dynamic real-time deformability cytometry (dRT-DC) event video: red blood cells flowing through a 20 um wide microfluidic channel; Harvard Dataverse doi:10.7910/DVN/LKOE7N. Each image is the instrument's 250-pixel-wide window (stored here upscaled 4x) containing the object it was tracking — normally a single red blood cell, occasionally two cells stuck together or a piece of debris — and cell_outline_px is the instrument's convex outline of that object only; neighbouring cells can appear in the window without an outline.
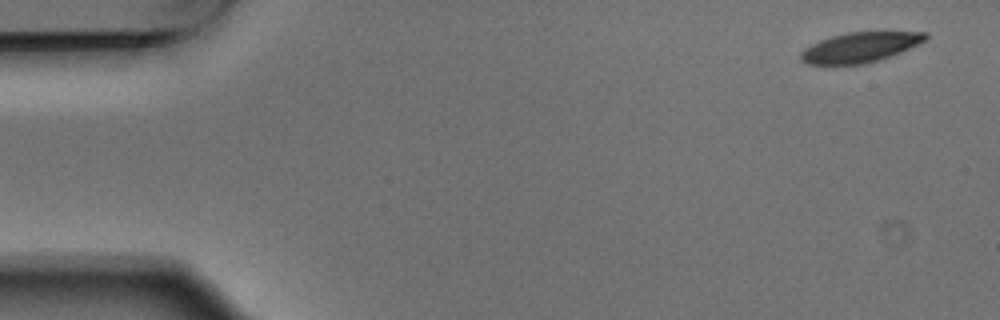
{"species": "Egyptian fruit bat (a non-hibernating species)", "species_latin": "Rousettus aegyptiacus", "temperature_condition": "warm", "stored_images_in_passage": 4, "camera_frame_rate_fps": 3000, "um_per_image_px": 0.085, "animal": {"sex": "male"}, "frame": {"image": 1, "passage_image": 1, "time_ms": 0.0, "image_size_px": [1000, 320], "cell_outline_px": [[928, 40], [900, 52], [880, 60], [864, 64], [832, 68], [808, 64], [800, 60], [800, 52], [804, 48], [820, 40], [832, 36], [848, 32], [928, 32]], "centroid_in_image_um": [73.04, 4.07], "position_along_channel_um": 12.0, "area_um2": 22.6}}
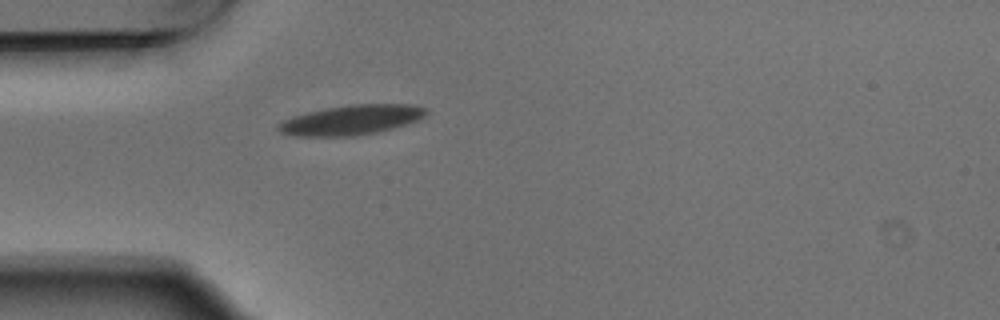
{"frame": {"image": 2, "passage_image": 4, "time_ms": 1.0, "image_size_px": [1000, 320], "cell_outline_px": [[428, 112], [420, 120], [392, 128], [376, 132], [356, 136], [296, 136], [280, 132], [276, 128], [284, 120], [292, 116], [324, 108], [352, 104], [412, 104], [428, 108]], "centroid_in_image_um": [29.9, 10.19], "position_along_channel_um": 55.1, "area_um2": 25.72}}